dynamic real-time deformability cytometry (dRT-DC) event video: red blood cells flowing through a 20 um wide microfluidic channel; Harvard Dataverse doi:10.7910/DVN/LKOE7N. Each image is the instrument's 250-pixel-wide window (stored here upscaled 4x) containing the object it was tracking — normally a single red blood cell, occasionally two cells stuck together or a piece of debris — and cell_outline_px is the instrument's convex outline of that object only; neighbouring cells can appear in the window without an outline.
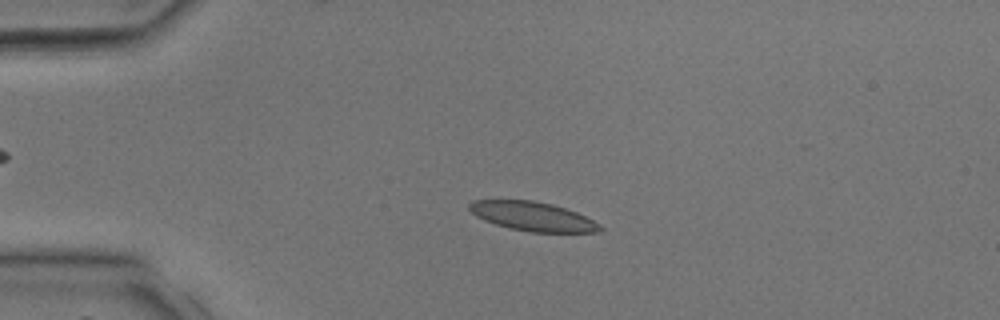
{"species": "common noctule bat (a hibernating species)", "species_latin": "Nyctalus noctula", "temperature_condition": "room temperature", "stored_images_in_passage": 38, "camera_frame_rate_fps": 3000, "um_per_image_px": 0.085, "animal": {"sex": "male", "body_mass_g": 17.9, "forearm_length_mm": 54.2}, "frame": {"image": 1, "passage_image": 9, "time_ms": 2.667, "image_size_px": [1000, 320], "cell_outline_px": [[604, 228], [600, 232], [532, 232], [508, 228], [484, 220], [476, 216], [468, 208], [468, 204], [472, 200], [532, 200], [552, 204], [576, 212], [600, 224]], "centroid_in_image_um": [45.27, 18.39], "position_along_channel_um": 39.7, "area_um2": 22.08}}
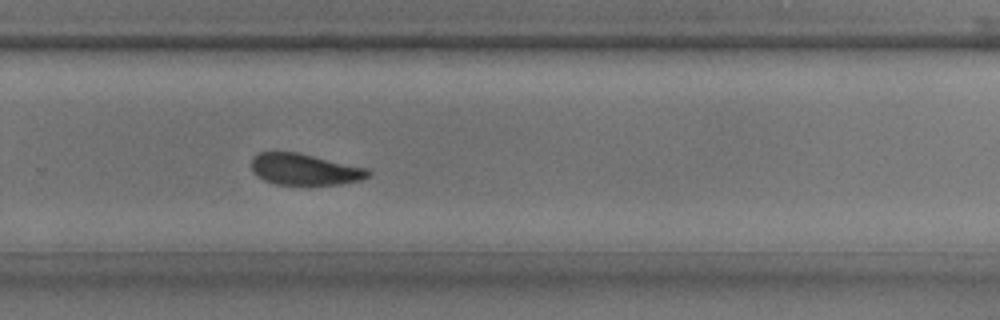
{"frame": {"image": 2, "passage_image": 26, "time_ms": 8.333, "image_size_px": [1000, 320], "cell_outline_px": [[372, 172], [368, 176], [360, 180], [340, 184], [308, 188], [276, 184], [264, 180], [256, 176], [252, 172], [252, 156], [256, 152], [300, 152], [368, 168]], "centroid_in_image_um": [25.89, 14.43], "position_along_channel_um": 303.9, "area_um2": 22.43}}
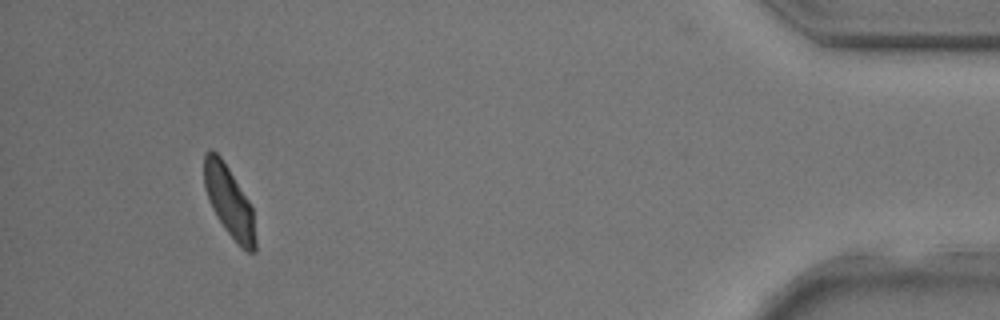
{"frame": {"image": 3, "passage_image": 36, "time_ms": 11.667, "image_size_px": [1000, 320], "cell_outline_px": [[256, 252], [248, 252], [224, 228], [212, 208], [204, 188], [204, 152], [208, 148], [212, 148], [220, 156], [228, 168], [248, 200], [252, 208], [256, 240]], "centroid_in_image_um": [19.45, 17.08], "position_along_channel_um": 415.7, "area_um2": 20.81}}